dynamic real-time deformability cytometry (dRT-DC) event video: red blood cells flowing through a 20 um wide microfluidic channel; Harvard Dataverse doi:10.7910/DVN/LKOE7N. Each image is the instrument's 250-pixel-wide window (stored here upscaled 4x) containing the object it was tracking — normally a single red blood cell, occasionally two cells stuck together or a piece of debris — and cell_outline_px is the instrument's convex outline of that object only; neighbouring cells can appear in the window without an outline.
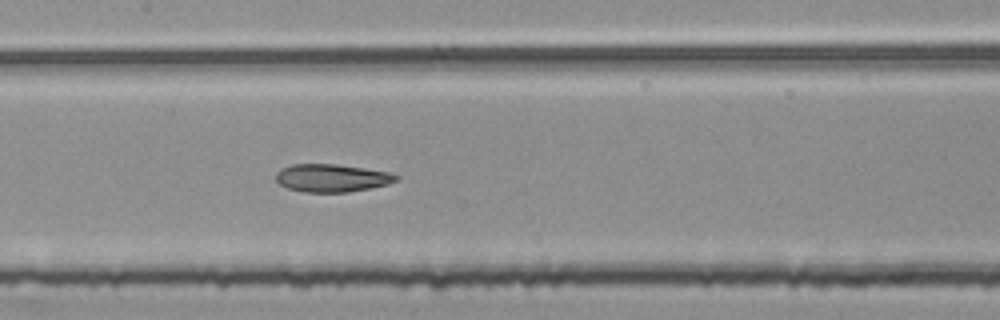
{"species": "common noctule bat (a hibernating species)", "species_latin": "Nyctalus noctula", "temperature_condition": "room temperature", "stored_images_in_passage": 52, "segment_of_instrument_passage": [2, 2], "camera_frame_rate_fps": 3000, "um_per_image_px": 0.085, "animal": {"sex": "female", "body_mass_g": 25.1}, "frame": {"image": 1, "passage_image": 25, "time_ms": 8.0, "image_size_px": [1000, 320], "cell_outline_px": [[400, 180], [388, 184], [348, 192], [304, 192], [288, 188], [280, 184], [276, 180], [276, 172], [280, 168], [292, 164], [336, 164], [392, 172], [400, 176]], "centroid_in_image_um": [28.23, 15.12], "position_along_channel_um": 179.2, "area_um2": 19.65}}
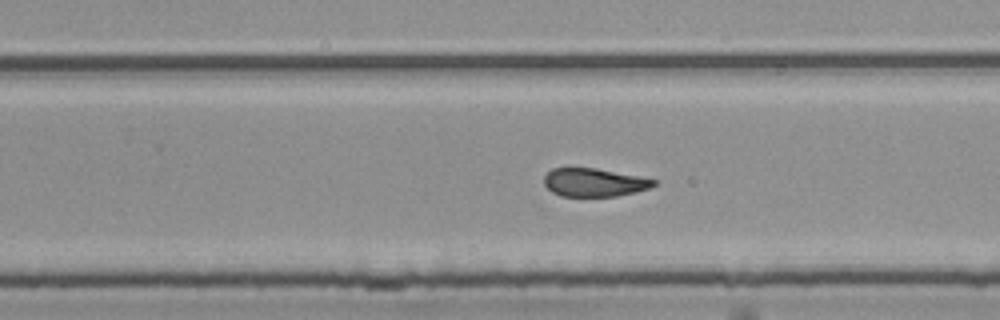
{"frame": {"image": 2, "passage_image": 33, "time_ms": 10.667, "image_size_px": [1000, 320], "cell_outline_px": [[656, 184], [648, 188], [636, 192], [616, 196], [560, 196], [552, 192], [544, 184], [544, 176], [552, 168], [596, 168], [656, 180]], "centroid_in_image_um": [50.46, 15.51], "position_along_channel_um": 279.3, "area_um2": 17.86}}
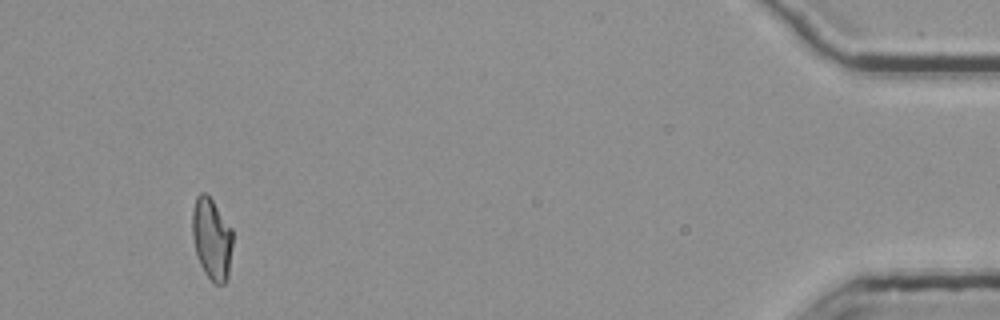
{"frame": {"image": 3, "passage_image": 50, "time_ms": 16.333, "image_size_px": [1000, 320], "cell_outline_px": [[232, 244], [228, 276], [224, 284], [216, 284], [204, 272], [196, 256], [192, 236], [192, 212], [196, 196], [200, 192], [204, 192], [212, 200], [232, 228]], "centroid_in_image_um": [17.98, 20.29], "position_along_channel_um": 417.2, "area_um2": 19.19}}